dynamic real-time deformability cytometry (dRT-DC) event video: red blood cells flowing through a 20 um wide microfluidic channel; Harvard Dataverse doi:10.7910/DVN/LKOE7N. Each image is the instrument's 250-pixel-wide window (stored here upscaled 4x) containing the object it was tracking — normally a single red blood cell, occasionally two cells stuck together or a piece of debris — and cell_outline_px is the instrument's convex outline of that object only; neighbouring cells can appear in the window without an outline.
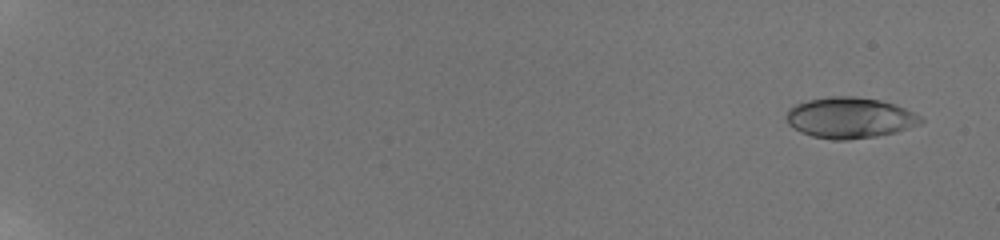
{"species": "human", "species_latin": "Homo sapiens", "temperature_condition": "room temperature", "stored_images_in_passage": 11, "camera_frame_rate_fps": 3000, "um_per_image_px": 0.085, "donor": {"sex": "male"}, "frame": {"image": 1, "passage_image": 2, "time_ms": 1.0, "image_size_px": [1000, 240], "cell_outline_px": [[924, 120], [920, 124], [896, 132], [876, 136], [844, 140], [832, 140], [812, 136], [800, 132], [792, 128], [788, 124], [784, 116], [788, 108], [796, 104], [808, 100], [832, 96], [852, 96], [880, 100], [904, 108], [920, 116]], "centroid_in_image_um": [72.18, 10.02], "position_along_channel_um": 12.8, "area_um2": 32.02}}
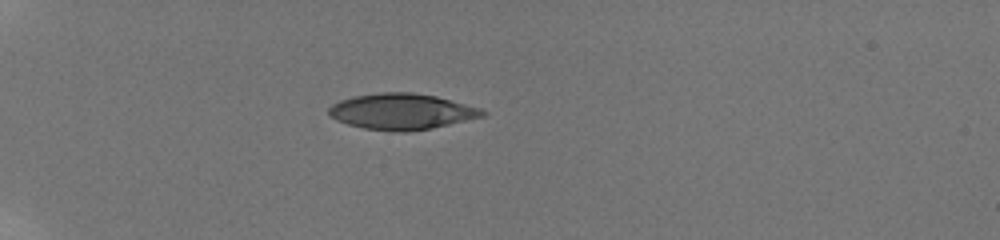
{"frame": {"image": 2, "passage_image": 9, "time_ms": 6.667, "image_size_px": [1000, 240], "cell_outline_px": [[488, 112], [484, 116], [432, 128], [404, 132], [364, 128], [348, 124], [336, 120], [328, 112], [328, 108], [332, 104], [340, 100], [356, 96], [380, 92], [412, 92], [436, 96], [480, 108]], "centroid_in_image_um": [34.15, 9.47], "position_along_channel_um": 50.9, "area_um2": 31.91}}